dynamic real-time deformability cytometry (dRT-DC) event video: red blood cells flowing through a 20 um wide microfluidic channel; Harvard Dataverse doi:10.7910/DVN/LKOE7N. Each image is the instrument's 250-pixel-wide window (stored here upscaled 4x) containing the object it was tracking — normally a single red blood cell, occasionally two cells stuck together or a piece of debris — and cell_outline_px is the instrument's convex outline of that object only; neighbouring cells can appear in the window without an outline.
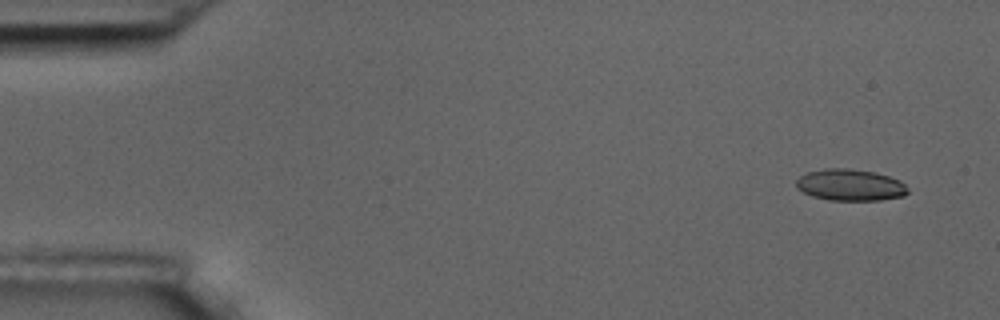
{"species": "common noctule bat (a hibernating species)", "species_latin": "Nyctalus noctula", "temperature_condition": "room temperature", "stored_images_in_passage": 5, "camera_frame_rate_fps": 3000, "um_per_image_px": 0.085, "animal": {"sex": "male", "body_mass_g": 17.5, "forearm_length_mm": 52.3}, "frame": {"image": 1, "passage_image": 1, "time_ms": 0.0, "image_size_px": [1000, 320], "cell_outline_px": [[908, 192], [904, 196], [880, 200], [828, 200], [812, 196], [796, 188], [796, 180], [800, 176], [808, 172], [828, 168], [848, 168], [876, 172], [900, 180], [908, 188]], "centroid_in_image_um": [72.28, 15.72], "position_along_channel_um": 12.7, "area_um2": 20.58}}
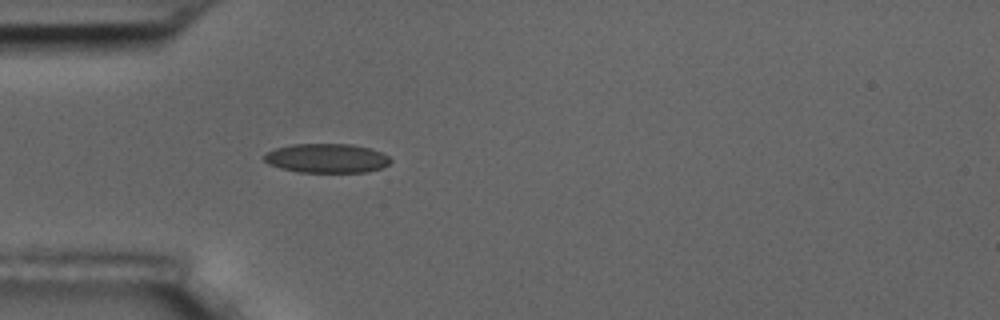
{"frame": {"image": 2, "passage_image": 5, "time_ms": 4.333, "image_size_px": [1000, 320], "cell_outline_px": [[392, 160], [388, 164], [380, 168], [368, 172], [300, 172], [268, 164], [264, 160], [264, 156], [268, 152], [276, 148], [292, 144], [352, 144], [372, 148], [388, 156]], "centroid_in_image_um": [27.8, 13.44], "position_along_channel_um": 57.2, "area_um2": 21.39}}